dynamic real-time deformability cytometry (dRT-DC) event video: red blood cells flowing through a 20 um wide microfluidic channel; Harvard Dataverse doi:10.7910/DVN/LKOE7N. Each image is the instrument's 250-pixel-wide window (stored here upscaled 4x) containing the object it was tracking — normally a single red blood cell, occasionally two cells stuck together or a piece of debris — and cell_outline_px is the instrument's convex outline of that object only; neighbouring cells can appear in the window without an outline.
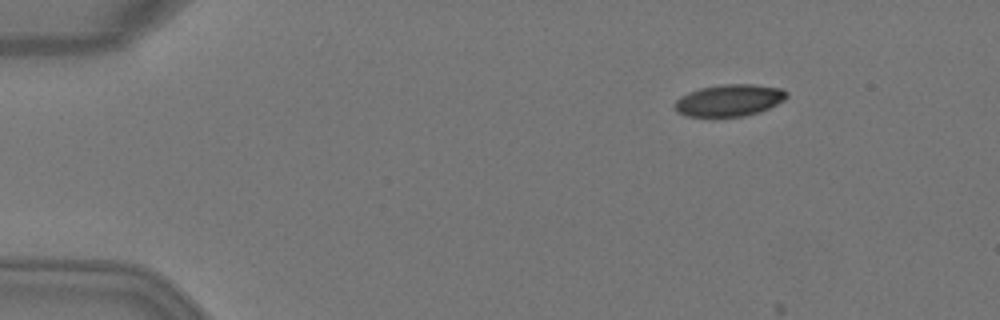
{"species": "Egyptian fruit bat (a non-hibernating species)", "species_latin": "Rousettus aegyptiacus", "temperature_condition": "warm", "stored_images_in_passage": 4, "camera_frame_rate_fps": 3000, "um_per_image_px": 0.085, "animal": {"sex": "female"}, "frame": {"image": 1, "passage_image": 1, "time_ms": 0.0, "image_size_px": [1000, 320], "cell_outline_px": [[788, 96], [784, 100], [760, 112], [744, 116], [684, 116], [676, 112], [672, 104], [680, 96], [688, 92], [700, 88], [724, 84], [752, 84], [780, 88], [788, 92]], "centroid_in_image_um": [61.95, 8.53], "position_along_channel_um": 23.0, "area_um2": 20.87}}